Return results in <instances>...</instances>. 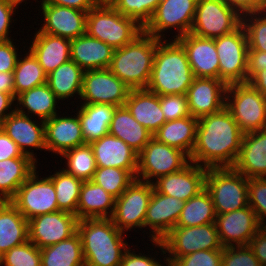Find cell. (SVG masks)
<instances>
[{
    "label": "cell",
    "mask_w": 266,
    "mask_h": 266,
    "mask_svg": "<svg viewBox=\"0 0 266 266\" xmlns=\"http://www.w3.org/2000/svg\"><path fill=\"white\" fill-rule=\"evenodd\" d=\"M243 135L226 107L198 118L190 162L206 168L233 167L240 153Z\"/></svg>",
    "instance_id": "obj_1"
},
{
    "label": "cell",
    "mask_w": 266,
    "mask_h": 266,
    "mask_svg": "<svg viewBox=\"0 0 266 266\" xmlns=\"http://www.w3.org/2000/svg\"><path fill=\"white\" fill-rule=\"evenodd\" d=\"M157 39L147 90L157 95L186 94L195 78L186 51L177 39Z\"/></svg>",
    "instance_id": "obj_2"
},
{
    "label": "cell",
    "mask_w": 266,
    "mask_h": 266,
    "mask_svg": "<svg viewBox=\"0 0 266 266\" xmlns=\"http://www.w3.org/2000/svg\"><path fill=\"white\" fill-rule=\"evenodd\" d=\"M77 232L81 237L85 266H120L130 245L127 235L111 218L82 219ZM125 240V241H124Z\"/></svg>",
    "instance_id": "obj_3"
},
{
    "label": "cell",
    "mask_w": 266,
    "mask_h": 266,
    "mask_svg": "<svg viewBox=\"0 0 266 266\" xmlns=\"http://www.w3.org/2000/svg\"><path fill=\"white\" fill-rule=\"evenodd\" d=\"M156 48L157 38L143 31L130 43L114 50L109 69L131 90L146 89Z\"/></svg>",
    "instance_id": "obj_4"
},
{
    "label": "cell",
    "mask_w": 266,
    "mask_h": 266,
    "mask_svg": "<svg viewBox=\"0 0 266 266\" xmlns=\"http://www.w3.org/2000/svg\"><path fill=\"white\" fill-rule=\"evenodd\" d=\"M142 32L143 27L113 6H95L87 12L86 33L114 49L130 43Z\"/></svg>",
    "instance_id": "obj_5"
},
{
    "label": "cell",
    "mask_w": 266,
    "mask_h": 266,
    "mask_svg": "<svg viewBox=\"0 0 266 266\" xmlns=\"http://www.w3.org/2000/svg\"><path fill=\"white\" fill-rule=\"evenodd\" d=\"M205 188L211 195L216 214L249 206L248 178L233 167L207 168Z\"/></svg>",
    "instance_id": "obj_6"
},
{
    "label": "cell",
    "mask_w": 266,
    "mask_h": 266,
    "mask_svg": "<svg viewBox=\"0 0 266 266\" xmlns=\"http://www.w3.org/2000/svg\"><path fill=\"white\" fill-rule=\"evenodd\" d=\"M225 107L244 134L266 129V99L248 82L227 86Z\"/></svg>",
    "instance_id": "obj_7"
},
{
    "label": "cell",
    "mask_w": 266,
    "mask_h": 266,
    "mask_svg": "<svg viewBox=\"0 0 266 266\" xmlns=\"http://www.w3.org/2000/svg\"><path fill=\"white\" fill-rule=\"evenodd\" d=\"M219 59V79L227 86L247 83L248 39L241 24L233 32L215 38Z\"/></svg>",
    "instance_id": "obj_8"
},
{
    "label": "cell",
    "mask_w": 266,
    "mask_h": 266,
    "mask_svg": "<svg viewBox=\"0 0 266 266\" xmlns=\"http://www.w3.org/2000/svg\"><path fill=\"white\" fill-rule=\"evenodd\" d=\"M189 163L190 157L185 152L152 137L138 154L136 179L153 183L159 177L182 170Z\"/></svg>",
    "instance_id": "obj_9"
},
{
    "label": "cell",
    "mask_w": 266,
    "mask_h": 266,
    "mask_svg": "<svg viewBox=\"0 0 266 266\" xmlns=\"http://www.w3.org/2000/svg\"><path fill=\"white\" fill-rule=\"evenodd\" d=\"M166 262L200 250H223L215 223L194 227L175 226L162 240ZM168 255V256H167Z\"/></svg>",
    "instance_id": "obj_10"
},
{
    "label": "cell",
    "mask_w": 266,
    "mask_h": 266,
    "mask_svg": "<svg viewBox=\"0 0 266 266\" xmlns=\"http://www.w3.org/2000/svg\"><path fill=\"white\" fill-rule=\"evenodd\" d=\"M197 2L198 0H161L143 31L160 40H165V32L170 29L178 32L172 36L174 39L190 33Z\"/></svg>",
    "instance_id": "obj_11"
},
{
    "label": "cell",
    "mask_w": 266,
    "mask_h": 266,
    "mask_svg": "<svg viewBox=\"0 0 266 266\" xmlns=\"http://www.w3.org/2000/svg\"><path fill=\"white\" fill-rule=\"evenodd\" d=\"M242 24V17L222 0H198L190 33L215 39L229 34Z\"/></svg>",
    "instance_id": "obj_12"
},
{
    "label": "cell",
    "mask_w": 266,
    "mask_h": 266,
    "mask_svg": "<svg viewBox=\"0 0 266 266\" xmlns=\"http://www.w3.org/2000/svg\"><path fill=\"white\" fill-rule=\"evenodd\" d=\"M38 172L35 170L10 200L27 220L59 211L52 180L48 175L41 178Z\"/></svg>",
    "instance_id": "obj_13"
},
{
    "label": "cell",
    "mask_w": 266,
    "mask_h": 266,
    "mask_svg": "<svg viewBox=\"0 0 266 266\" xmlns=\"http://www.w3.org/2000/svg\"><path fill=\"white\" fill-rule=\"evenodd\" d=\"M153 189L152 183L135 178L128 188L116 198L111 219L119 230L128 232L135 228L144 229L146 210Z\"/></svg>",
    "instance_id": "obj_14"
},
{
    "label": "cell",
    "mask_w": 266,
    "mask_h": 266,
    "mask_svg": "<svg viewBox=\"0 0 266 266\" xmlns=\"http://www.w3.org/2000/svg\"><path fill=\"white\" fill-rule=\"evenodd\" d=\"M130 88L115 76L109 68L84 71L82 104H109L124 106Z\"/></svg>",
    "instance_id": "obj_15"
},
{
    "label": "cell",
    "mask_w": 266,
    "mask_h": 266,
    "mask_svg": "<svg viewBox=\"0 0 266 266\" xmlns=\"http://www.w3.org/2000/svg\"><path fill=\"white\" fill-rule=\"evenodd\" d=\"M78 221L75 214L63 210L31 218L29 241L40 249L59 243L77 232Z\"/></svg>",
    "instance_id": "obj_16"
},
{
    "label": "cell",
    "mask_w": 266,
    "mask_h": 266,
    "mask_svg": "<svg viewBox=\"0 0 266 266\" xmlns=\"http://www.w3.org/2000/svg\"><path fill=\"white\" fill-rule=\"evenodd\" d=\"M215 225L223 247L248 245L251 238L262 227L250 206L217 214Z\"/></svg>",
    "instance_id": "obj_17"
},
{
    "label": "cell",
    "mask_w": 266,
    "mask_h": 266,
    "mask_svg": "<svg viewBox=\"0 0 266 266\" xmlns=\"http://www.w3.org/2000/svg\"><path fill=\"white\" fill-rule=\"evenodd\" d=\"M184 204L180 199L153 189L144 222V228H149L148 241H161L176 226Z\"/></svg>",
    "instance_id": "obj_18"
},
{
    "label": "cell",
    "mask_w": 266,
    "mask_h": 266,
    "mask_svg": "<svg viewBox=\"0 0 266 266\" xmlns=\"http://www.w3.org/2000/svg\"><path fill=\"white\" fill-rule=\"evenodd\" d=\"M0 128L18 145L23 154L38 163L37 155L31 148L46 151L43 120L37 121L35 118L34 121L31 116L15 110L3 120Z\"/></svg>",
    "instance_id": "obj_19"
},
{
    "label": "cell",
    "mask_w": 266,
    "mask_h": 266,
    "mask_svg": "<svg viewBox=\"0 0 266 266\" xmlns=\"http://www.w3.org/2000/svg\"><path fill=\"white\" fill-rule=\"evenodd\" d=\"M227 85L216 78L195 77L186 93L193 117L219 112L225 107Z\"/></svg>",
    "instance_id": "obj_20"
},
{
    "label": "cell",
    "mask_w": 266,
    "mask_h": 266,
    "mask_svg": "<svg viewBox=\"0 0 266 266\" xmlns=\"http://www.w3.org/2000/svg\"><path fill=\"white\" fill-rule=\"evenodd\" d=\"M206 172V167L190 162L182 170L159 177L152 184L158 193L186 202L205 188Z\"/></svg>",
    "instance_id": "obj_21"
},
{
    "label": "cell",
    "mask_w": 266,
    "mask_h": 266,
    "mask_svg": "<svg viewBox=\"0 0 266 266\" xmlns=\"http://www.w3.org/2000/svg\"><path fill=\"white\" fill-rule=\"evenodd\" d=\"M44 21L40 32L68 39L86 33L87 12L59 5L40 4Z\"/></svg>",
    "instance_id": "obj_22"
},
{
    "label": "cell",
    "mask_w": 266,
    "mask_h": 266,
    "mask_svg": "<svg viewBox=\"0 0 266 266\" xmlns=\"http://www.w3.org/2000/svg\"><path fill=\"white\" fill-rule=\"evenodd\" d=\"M60 116L58 113L44 121V134L46 151L61 156L66 151L87 143L82 134L78 113L74 116Z\"/></svg>",
    "instance_id": "obj_23"
},
{
    "label": "cell",
    "mask_w": 266,
    "mask_h": 266,
    "mask_svg": "<svg viewBox=\"0 0 266 266\" xmlns=\"http://www.w3.org/2000/svg\"><path fill=\"white\" fill-rule=\"evenodd\" d=\"M89 144L92 147L97 167L128 170L136 178L138 153L124 141L108 133Z\"/></svg>",
    "instance_id": "obj_24"
},
{
    "label": "cell",
    "mask_w": 266,
    "mask_h": 266,
    "mask_svg": "<svg viewBox=\"0 0 266 266\" xmlns=\"http://www.w3.org/2000/svg\"><path fill=\"white\" fill-rule=\"evenodd\" d=\"M177 40L186 51L195 77L219 79V59L214 39L188 33Z\"/></svg>",
    "instance_id": "obj_25"
},
{
    "label": "cell",
    "mask_w": 266,
    "mask_h": 266,
    "mask_svg": "<svg viewBox=\"0 0 266 266\" xmlns=\"http://www.w3.org/2000/svg\"><path fill=\"white\" fill-rule=\"evenodd\" d=\"M28 50L38 60L48 75L71 59V40L68 38L40 32L33 33Z\"/></svg>",
    "instance_id": "obj_26"
},
{
    "label": "cell",
    "mask_w": 266,
    "mask_h": 266,
    "mask_svg": "<svg viewBox=\"0 0 266 266\" xmlns=\"http://www.w3.org/2000/svg\"><path fill=\"white\" fill-rule=\"evenodd\" d=\"M233 168L248 179L266 177V129L243 135Z\"/></svg>",
    "instance_id": "obj_27"
},
{
    "label": "cell",
    "mask_w": 266,
    "mask_h": 266,
    "mask_svg": "<svg viewBox=\"0 0 266 266\" xmlns=\"http://www.w3.org/2000/svg\"><path fill=\"white\" fill-rule=\"evenodd\" d=\"M114 50L112 46L87 33L71 39V60L83 71L109 68Z\"/></svg>",
    "instance_id": "obj_28"
},
{
    "label": "cell",
    "mask_w": 266,
    "mask_h": 266,
    "mask_svg": "<svg viewBox=\"0 0 266 266\" xmlns=\"http://www.w3.org/2000/svg\"><path fill=\"white\" fill-rule=\"evenodd\" d=\"M124 106L152 135L166 122L159 95L147 89L130 90Z\"/></svg>",
    "instance_id": "obj_29"
},
{
    "label": "cell",
    "mask_w": 266,
    "mask_h": 266,
    "mask_svg": "<svg viewBox=\"0 0 266 266\" xmlns=\"http://www.w3.org/2000/svg\"><path fill=\"white\" fill-rule=\"evenodd\" d=\"M115 200L116 198L91 180L83 181L75 215L79 220L111 218Z\"/></svg>",
    "instance_id": "obj_30"
},
{
    "label": "cell",
    "mask_w": 266,
    "mask_h": 266,
    "mask_svg": "<svg viewBox=\"0 0 266 266\" xmlns=\"http://www.w3.org/2000/svg\"><path fill=\"white\" fill-rule=\"evenodd\" d=\"M28 240V220L10 201H0V257Z\"/></svg>",
    "instance_id": "obj_31"
},
{
    "label": "cell",
    "mask_w": 266,
    "mask_h": 266,
    "mask_svg": "<svg viewBox=\"0 0 266 266\" xmlns=\"http://www.w3.org/2000/svg\"><path fill=\"white\" fill-rule=\"evenodd\" d=\"M57 103H61L60 100L55 96L49 85L44 83L19 94L15 99V104H17L15 110L31 117L35 115L34 117L37 116L38 119L46 121L58 114L56 108H60Z\"/></svg>",
    "instance_id": "obj_32"
},
{
    "label": "cell",
    "mask_w": 266,
    "mask_h": 266,
    "mask_svg": "<svg viewBox=\"0 0 266 266\" xmlns=\"http://www.w3.org/2000/svg\"><path fill=\"white\" fill-rule=\"evenodd\" d=\"M108 133L124 141L138 154L153 137L125 106L115 108Z\"/></svg>",
    "instance_id": "obj_33"
},
{
    "label": "cell",
    "mask_w": 266,
    "mask_h": 266,
    "mask_svg": "<svg viewBox=\"0 0 266 266\" xmlns=\"http://www.w3.org/2000/svg\"><path fill=\"white\" fill-rule=\"evenodd\" d=\"M197 124L198 118L193 116L166 121L153 137L185 152L190 157L196 142Z\"/></svg>",
    "instance_id": "obj_34"
},
{
    "label": "cell",
    "mask_w": 266,
    "mask_h": 266,
    "mask_svg": "<svg viewBox=\"0 0 266 266\" xmlns=\"http://www.w3.org/2000/svg\"><path fill=\"white\" fill-rule=\"evenodd\" d=\"M31 157H16L0 161V201H10L17 189L36 170Z\"/></svg>",
    "instance_id": "obj_35"
},
{
    "label": "cell",
    "mask_w": 266,
    "mask_h": 266,
    "mask_svg": "<svg viewBox=\"0 0 266 266\" xmlns=\"http://www.w3.org/2000/svg\"><path fill=\"white\" fill-rule=\"evenodd\" d=\"M115 108L116 106L109 104L77 105L76 111L78 110L82 134L86 143L89 144L108 134Z\"/></svg>",
    "instance_id": "obj_36"
},
{
    "label": "cell",
    "mask_w": 266,
    "mask_h": 266,
    "mask_svg": "<svg viewBox=\"0 0 266 266\" xmlns=\"http://www.w3.org/2000/svg\"><path fill=\"white\" fill-rule=\"evenodd\" d=\"M84 71L73 61L69 60L47 75V84L55 96L64 101L69 97L80 99ZM78 95V96H77Z\"/></svg>",
    "instance_id": "obj_37"
},
{
    "label": "cell",
    "mask_w": 266,
    "mask_h": 266,
    "mask_svg": "<svg viewBox=\"0 0 266 266\" xmlns=\"http://www.w3.org/2000/svg\"><path fill=\"white\" fill-rule=\"evenodd\" d=\"M41 251V266H85L81 237L78 232Z\"/></svg>",
    "instance_id": "obj_38"
},
{
    "label": "cell",
    "mask_w": 266,
    "mask_h": 266,
    "mask_svg": "<svg viewBox=\"0 0 266 266\" xmlns=\"http://www.w3.org/2000/svg\"><path fill=\"white\" fill-rule=\"evenodd\" d=\"M216 215L211 195L204 188L185 202L176 226L194 227L215 223Z\"/></svg>",
    "instance_id": "obj_39"
},
{
    "label": "cell",
    "mask_w": 266,
    "mask_h": 266,
    "mask_svg": "<svg viewBox=\"0 0 266 266\" xmlns=\"http://www.w3.org/2000/svg\"><path fill=\"white\" fill-rule=\"evenodd\" d=\"M22 56L24 57L18 58L13 71L15 99L19 94L35 86L47 83V74L34 55L28 50Z\"/></svg>",
    "instance_id": "obj_40"
},
{
    "label": "cell",
    "mask_w": 266,
    "mask_h": 266,
    "mask_svg": "<svg viewBox=\"0 0 266 266\" xmlns=\"http://www.w3.org/2000/svg\"><path fill=\"white\" fill-rule=\"evenodd\" d=\"M55 172L48 177L54 184L58 209L76 214L83 181L66 173L63 169Z\"/></svg>",
    "instance_id": "obj_41"
},
{
    "label": "cell",
    "mask_w": 266,
    "mask_h": 266,
    "mask_svg": "<svg viewBox=\"0 0 266 266\" xmlns=\"http://www.w3.org/2000/svg\"><path fill=\"white\" fill-rule=\"evenodd\" d=\"M64 158L66 168H62L66 173L81 179L82 181H90L96 171L95 156L90 144L72 148L61 156Z\"/></svg>",
    "instance_id": "obj_42"
},
{
    "label": "cell",
    "mask_w": 266,
    "mask_h": 266,
    "mask_svg": "<svg viewBox=\"0 0 266 266\" xmlns=\"http://www.w3.org/2000/svg\"><path fill=\"white\" fill-rule=\"evenodd\" d=\"M134 180L135 177L128 170L97 167L91 181L101 186L114 198H118Z\"/></svg>",
    "instance_id": "obj_43"
},
{
    "label": "cell",
    "mask_w": 266,
    "mask_h": 266,
    "mask_svg": "<svg viewBox=\"0 0 266 266\" xmlns=\"http://www.w3.org/2000/svg\"><path fill=\"white\" fill-rule=\"evenodd\" d=\"M161 0H117L113 7L125 17L135 20L141 27L150 21Z\"/></svg>",
    "instance_id": "obj_44"
},
{
    "label": "cell",
    "mask_w": 266,
    "mask_h": 266,
    "mask_svg": "<svg viewBox=\"0 0 266 266\" xmlns=\"http://www.w3.org/2000/svg\"><path fill=\"white\" fill-rule=\"evenodd\" d=\"M2 266H41V251L31 241L15 246L0 257Z\"/></svg>",
    "instance_id": "obj_45"
},
{
    "label": "cell",
    "mask_w": 266,
    "mask_h": 266,
    "mask_svg": "<svg viewBox=\"0 0 266 266\" xmlns=\"http://www.w3.org/2000/svg\"><path fill=\"white\" fill-rule=\"evenodd\" d=\"M249 50L266 52V11L242 16Z\"/></svg>",
    "instance_id": "obj_46"
},
{
    "label": "cell",
    "mask_w": 266,
    "mask_h": 266,
    "mask_svg": "<svg viewBox=\"0 0 266 266\" xmlns=\"http://www.w3.org/2000/svg\"><path fill=\"white\" fill-rule=\"evenodd\" d=\"M249 206L262 227H266V177L248 179Z\"/></svg>",
    "instance_id": "obj_47"
},
{
    "label": "cell",
    "mask_w": 266,
    "mask_h": 266,
    "mask_svg": "<svg viewBox=\"0 0 266 266\" xmlns=\"http://www.w3.org/2000/svg\"><path fill=\"white\" fill-rule=\"evenodd\" d=\"M159 99L166 121L192 116L189 111L186 94L159 95Z\"/></svg>",
    "instance_id": "obj_48"
},
{
    "label": "cell",
    "mask_w": 266,
    "mask_h": 266,
    "mask_svg": "<svg viewBox=\"0 0 266 266\" xmlns=\"http://www.w3.org/2000/svg\"><path fill=\"white\" fill-rule=\"evenodd\" d=\"M221 266H261L248 245L223 247Z\"/></svg>",
    "instance_id": "obj_49"
},
{
    "label": "cell",
    "mask_w": 266,
    "mask_h": 266,
    "mask_svg": "<svg viewBox=\"0 0 266 266\" xmlns=\"http://www.w3.org/2000/svg\"><path fill=\"white\" fill-rule=\"evenodd\" d=\"M222 250H200L178 258L171 266H221Z\"/></svg>",
    "instance_id": "obj_50"
},
{
    "label": "cell",
    "mask_w": 266,
    "mask_h": 266,
    "mask_svg": "<svg viewBox=\"0 0 266 266\" xmlns=\"http://www.w3.org/2000/svg\"><path fill=\"white\" fill-rule=\"evenodd\" d=\"M151 243H153L152 245L155 246L154 248H160L159 250L161 251V255L164 256H162V258H164L163 264L160 263L162 262L160 257L159 259H156L154 255H146L144 253L142 254L141 252L136 254L135 250L133 249L132 252L131 248L129 247L121 260L120 266H165L164 264H168L166 262V253L162 241H152Z\"/></svg>",
    "instance_id": "obj_51"
},
{
    "label": "cell",
    "mask_w": 266,
    "mask_h": 266,
    "mask_svg": "<svg viewBox=\"0 0 266 266\" xmlns=\"http://www.w3.org/2000/svg\"><path fill=\"white\" fill-rule=\"evenodd\" d=\"M16 1L13 0H0V42L9 41L12 39L10 28L11 22L14 23L16 19L13 18L16 9L20 6ZM13 20V21H12ZM10 35V36H9Z\"/></svg>",
    "instance_id": "obj_52"
},
{
    "label": "cell",
    "mask_w": 266,
    "mask_h": 266,
    "mask_svg": "<svg viewBox=\"0 0 266 266\" xmlns=\"http://www.w3.org/2000/svg\"><path fill=\"white\" fill-rule=\"evenodd\" d=\"M11 39L9 41L0 42V72H13L19 56V48L16 42ZM15 44V45H14Z\"/></svg>",
    "instance_id": "obj_53"
},
{
    "label": "cell",
    "mask_w": 266,
    "mask_h": 266,
    "mask_svg": "<svg viewBox=\"0 0 266 266\" xmlns=\"http://www.w3.org/2000/svg\"><path fill=\"white\" fill-rule=\"evenodd\" d=\"M241 17L250 13L266 11V0H222Z\"/></svg>",
    "instance_id": "obj_54"
},
{
    "label": "cell",
    "mask_w": 266,
    "mask_h": 266,
    "mask_svg": "<svg viewBox=\"0 0 266 266\" xmlns=\"http://www.w3.org/2000/svg\"><path fill=\"white\" fill-rule=\"evenodd\" d=\"M16 157H30L23 154L18 145L0 128V161Z\"/></svg>",
    "instance_id": "obj_55"
},
{
    "label": "cell",
    "mask_w": 266,
    "mask_h": 266,
    "mask_svg": "<svg viewBox=\"0 0 266 266\" xmlns=\"http://www.w3.org/2000/svg\"><path fill=\"white\" fill-rule=\"evenodd\" d=\"M248 246L252 249L261 266L266 265V227H261L251 238Z\"/></svg>",
    "instance_id": "obj_56"
},
{
    "label": "cell",
    "mask_w": 266,
    "mask_h": 266,
    "mask_svg": "<svg viewBox=\"0 0 266 266\" xmlns=\"http://www.w3.org/2000/svg\"><path fill=\"white\" fill-rule=\"evenodd\" d=\"M266 69V52L248 50L247 82L258 71Z\"/></svg>",
    "instance_id": "obj_57"
},
{
    "label": "cell",
    "mask_w": 266,
    "mask_h": 266,
    "mask_svg": "<svg viewBox=\"0 0 266 266\" xmlns=\"http://www.w3.org/2000/svg\"><path fill=\"white\" fill-rule=\"evenodd\" d=\"M37 2L48 5L66 6L85 12H88L91 8L96 6L93 0H37Z\"/></svg>",
    "instance_id": "obj_58"
},
{
    "label": "cell",
    "mask_w": 266,
    "mask_h": 266,
    "mask_svg": "<svg viewBox=\"0 0 266 266\" xmlns=\"http://www.w3.org/2000/svg\"><path fill=\"white\" fill-rule=\"evenodd\" d=\"M14 102L15 98L11 94L0 91V125L8 115L15 111Z\"/></svg>",
    "instance_id": "obj_59"
},
{
    "label": "cell",
    "mask_w": 266,
    "mask_h": 266,
    "mask_svg": "<svg viewBox=\"0 0 266 266\" xmlns=\"http://www.w3.org/2000/svg\"><path fill=\"white\" fill-rule=\"evenodd\" d=\"M248 83L258 90L266 99V69L256 72L249 80Z\"/></svg>",
    "instance_id": "obj_60"
},
{
    "label": "cell",
    "mask_w": 266,
    "mask_h": 266,
    "mask_svg": "<svg viewBox=\"0 0 266 266\" xmlns=\"http://www.w3.org/2000/svg\"><path fill=\"white\" fill-rule=\"evenodd\" d=\"M0 91L15 98L13 72H0Z\"/></svg>",
    "instance_id": "obj_61"
},
{
    "label": "cell",
    "mask_w": 266,
    "mask_h": 266,
    "mask_svg": "<svg viewBox=\"0 0 266 266\" xmlns=\"http://www.w3.org/2000/svg\"><path fill=\"white\" fill-rule=\"evenodd\" d=\"M117 0H93L96 6H113Z\"/></svg>",
    "instance_id": "obj_62"
},
{
    "label": "cell",
    "mask_w": 266,
    "mask_h": 266,
    "mask_svg": "<svg viewBox=\"0 0 266 266\" xmlns=\"http://www.w3.org/2000/svg\"><path fill=\"white\" fill-rule=\"evenodd\" d=\"M13 1L18 2L19 4H20V3L22 4V2H24L25 4L27 3V2H26L27 0H13ZM28 1H29V0H28Z\"/></svg>",
    "instance_id": "obj_63"
}]
</instances>
